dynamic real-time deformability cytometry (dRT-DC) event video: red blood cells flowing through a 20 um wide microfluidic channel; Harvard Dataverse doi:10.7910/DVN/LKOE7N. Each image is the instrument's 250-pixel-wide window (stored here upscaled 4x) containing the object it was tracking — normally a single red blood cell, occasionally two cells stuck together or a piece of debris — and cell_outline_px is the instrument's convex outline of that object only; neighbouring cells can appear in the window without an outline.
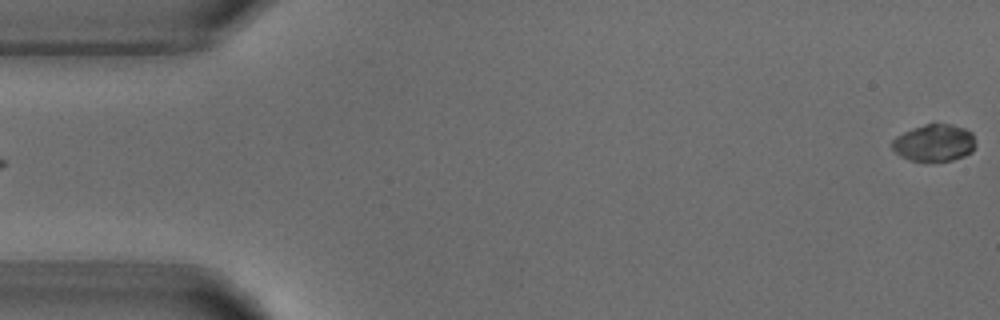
{"species": "common noctule bat (a hibernating species)", "species_latin": "Nyctalus noctula", "temperature_condition": "warm", "stored_images_in_passage": 3, "segment_of_instrument_passage": [2, 2], "camera_frame_rate_fps": 3000, "um_per_image_px": 0.085, "animal": {"sex": "male", "body_mass_g": 18.8}, "frame": {"image": 1, "passage_image": 3, "time_ms": 2.333, "image_size_px": [1000, 320], "cell_outline_px": [[976, 144], [972, 152], [964, 156], [952, 160], [908, 160], [900, 156], [892, 148], [892, 140], [896, 136], [912, 128], [924, 124], [952, 124], [964, 128], [972, 132]], "centroid_in_image_um": [79.42, 12.13], "position_along_channel_um": 5.6, "area_um2": 17.98}}